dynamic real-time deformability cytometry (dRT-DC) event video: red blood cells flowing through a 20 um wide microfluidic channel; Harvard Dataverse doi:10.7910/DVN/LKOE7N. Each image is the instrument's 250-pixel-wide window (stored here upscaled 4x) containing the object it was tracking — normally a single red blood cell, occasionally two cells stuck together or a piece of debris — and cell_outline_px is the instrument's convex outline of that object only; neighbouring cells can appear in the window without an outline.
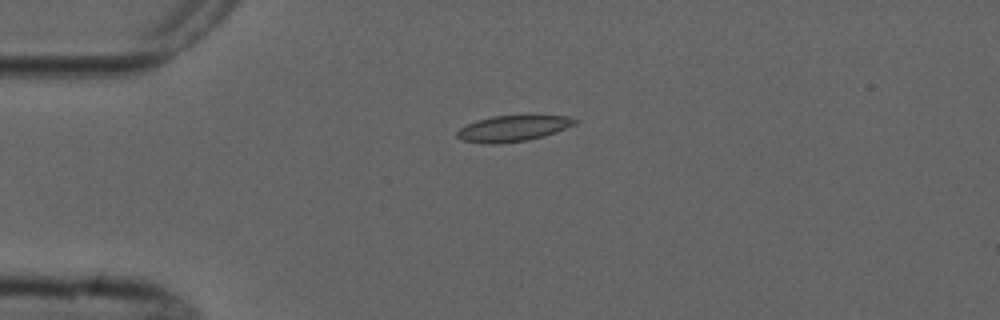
{"species": "common noctule bat (a hibernating species)", "species_latin": "Nyctalus noctula", "temperature_condition": "cold", "stored_images_in_passage": 1, "camera_frame_rate_fps": 3000, "um_per_image_px": 0.085, "animal": {"sex": "male", "forearm_length_mm": 52.5}, "frame": {"image": 1, "passage_image": 1, "time_ms": 0.0, "image_size_px": [1000, 320], "cell_outline_px": [[580, 120], [576, 124], [556, 132], [544, 136], [528, 140], [500, 144], [484, 144], [464, 140], [456, 136], [456, 132], [460, 128], [476, 120], [492, 116], [568, 116]], "centroid_in_image_um": [43.61, 10.92], "position_along_channel_um": 41.4, "area_um2": 17.8}}